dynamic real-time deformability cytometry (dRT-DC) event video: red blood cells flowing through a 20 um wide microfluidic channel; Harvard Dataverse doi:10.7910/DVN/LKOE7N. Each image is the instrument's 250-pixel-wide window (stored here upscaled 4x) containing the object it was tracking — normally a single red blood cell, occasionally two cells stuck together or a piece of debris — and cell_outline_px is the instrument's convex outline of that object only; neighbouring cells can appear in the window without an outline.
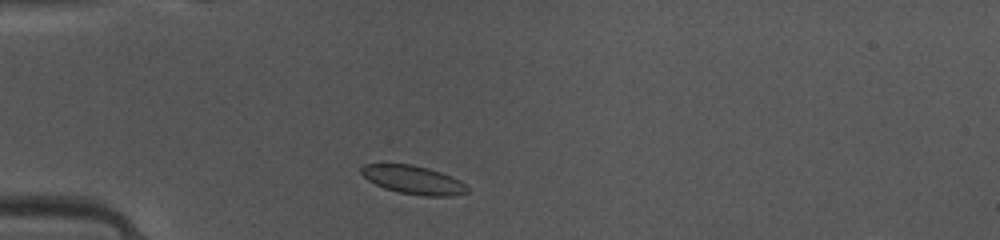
{"species": "common noctule bat (a hibernating species)", "species_latin": "Nyctalus noctula", "temperature_condition": "warm", "stored_images_in_passage": 37, "segment_of_instrument_passage": [1, 2], "camera_frame_rate_fps": 3000, "um_per_image_px": 0.085, "animal": {"sex": "female", "body_mass_g": 10.0, "forearm_length_mm": 53.1}, "frame": {"image": 1, "passage_image": 1, "time_ms": 0.0, "image_size_px": [1000, 240], "cell_outline_px": [[468, 192], [452, 196], [424, 196], [400, 192], [384, 188], [368, 180], [360, 172], [360, 168], [364, 164], [412, 164], [428, 168], [452, 176], [460, 180], [468, 188]], "centroid_in_image_um": [35.14, 15.28], "position_along_channel_um": 49.9, "area_um2": 17.51}}
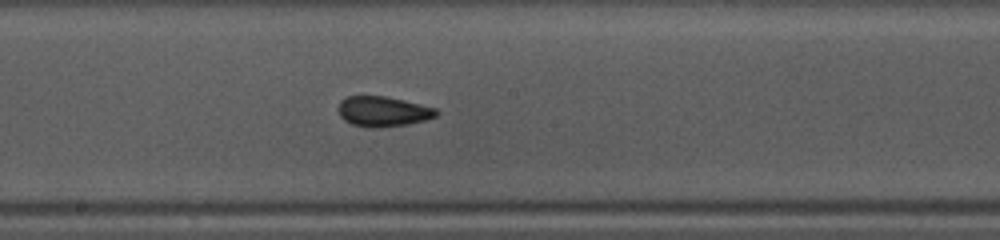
{"frame": {"image": 2, "passage_image": 14, "time_ms": 4.333, "image_size_px": [1000, 240], "cell_outline_px": [[440, 112], [436, 116], [428, 120], [408, 124], [376, 128], [372, 128], [352, 124], [344, 120], [340, 116], [340, 100], [348, 96], [384, 96], [404, 100], [436, 108]], "centroid_in_image_um": [32.6, 9.48], "position_along_channel_um": 215.6, "area_um2": 17.22}}
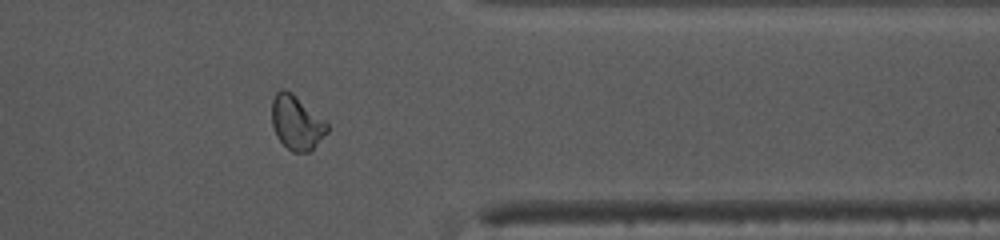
{"frame": {"image": 3, "passage_image": 27, "time_ms": 8.667, "image_size_px": [1000, 240], "cell_outline_px": [[328, 132], [308, 152], [292, 152], [276, 136], [272, 124], [272, 100], [276, 92], [280, 88], [284, 88], [292, 92], [324, 120], [328, 124]], "centroid_in_image_um": [25.18, 10.4], "position_along_channel_um": 386.2, "area_um2": 17.34}}